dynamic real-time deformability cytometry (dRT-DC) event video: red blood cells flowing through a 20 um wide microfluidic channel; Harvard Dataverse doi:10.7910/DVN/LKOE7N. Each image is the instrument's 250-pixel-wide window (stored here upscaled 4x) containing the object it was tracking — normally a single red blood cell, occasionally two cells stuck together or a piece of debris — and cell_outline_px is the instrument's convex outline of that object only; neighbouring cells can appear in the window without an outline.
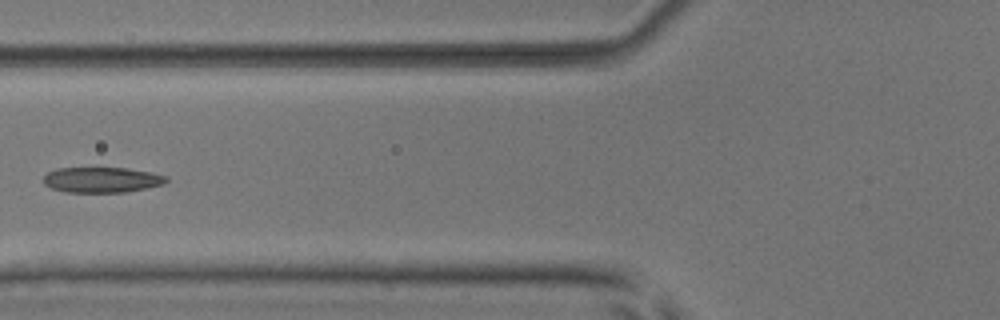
{"species": "common noctule bat (a hibernating species)", "species_latin": "Nyctalus noctula", "temperature_condition": "room temperature", "stored_images_in_passage": 7, "camera_frame_rate_fps": 3000, "um_per_image_px": 0.085, "animal": {"sex": "male", "body_mass_g": 17.9, "forearm_length_mm": 54.2}, "frame": {"image": 1, "passage_image": 6, "time_ms": 1.667, "image_size_px": [1000, 320], "cell_outline_px": [[168, 180], [164, 184], [148, 188], [124, 192], [64, 192], [52, 188], [44, 184], [44, 176], [48, 172], [56, 168], [128, 168], [152, 172], [168, 176]], "centroid_in_image_um": [8.69, 15.28], "position_along_channel_um": 117.1, "area_um2": 18.32}}
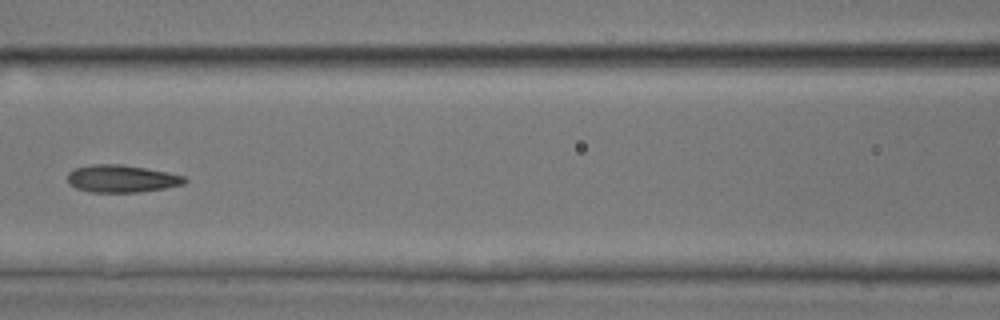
{"frame": {"image": 2, "passage_image": 7, "time_ms": 2.0, "image_size_px": [1000, 320], "cell_outline_px": [[188, 180], [184, 184], [164, 188], [140, 192], [92, 192], [76, 188], [68, 184], [68, 172], [76, 168], [92, 164], [120, 164], [168, 172], [184, 176]], "centroid_in_image_um": [10.34, 15.19], "position_along_channel_um": 156.3, "area_um2": 18.67}}